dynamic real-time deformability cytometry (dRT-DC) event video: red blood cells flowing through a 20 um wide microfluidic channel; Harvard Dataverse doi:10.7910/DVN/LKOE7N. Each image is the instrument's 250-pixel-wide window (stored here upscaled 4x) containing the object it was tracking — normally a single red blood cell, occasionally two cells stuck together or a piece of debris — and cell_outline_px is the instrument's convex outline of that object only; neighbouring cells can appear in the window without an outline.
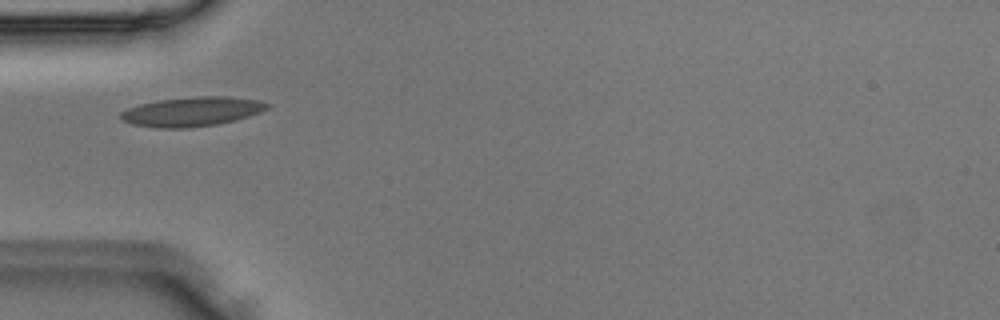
{"species": "Egyptian fruit bat (a non-hibernating species)", "species_latin": "Rousettus aegyptiacus", "temperature_condition": "room temperature", "stored_images_in_passage": 30, "camera_frame_rate_fps": 3000, "um_per_image_px": 0.085, "animal": {"sex": "male"}, "frame": {"image": 1, "passage_image": 1, "time_ms": 0.0, "image_size_px": [1000, 320], "cell_outline_px": [[272, 104], [268, 108], [260, 112], [236, 120], [216, 124], [188, 128], [156, 128], [132, 124], [120, 120], [120, 112], [128, 108], [140, 104], [160, 100], [196, 96], [228, 96], [260, 100]], "centroid_in_image_um": [16.32, 9.48], "position_along_channel_um": 68.7, "area_um2": 25.2}}
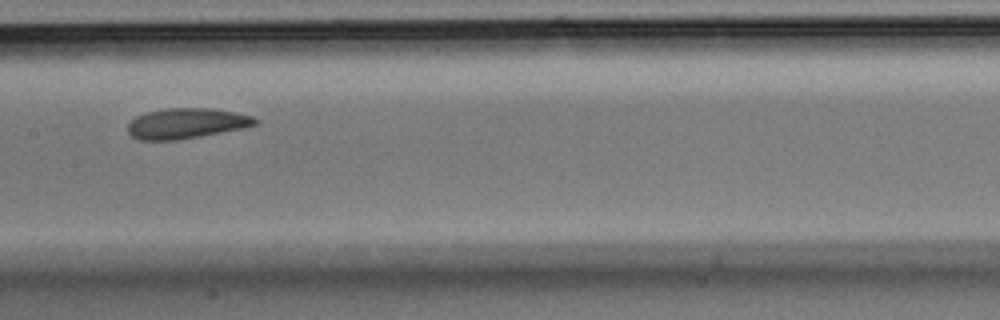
{"frame": {"image": 2, "passage_image": 10, "time_ms": 3.0, "image_size_px": [1000, 320], "cell_outline_px": [[256, 124], [240, 128], [200, 136], [176, 140], [140, 140], [132, 136], [128, 132], [128, 124], [136, 116], [148, 112], [164, 108], [212, 108], [252, 116], [256, 120]], "centroid_in_image_um": [15.78, 10.48], "position_along_channel_um": 191.6, "area_um2": 22.14}}
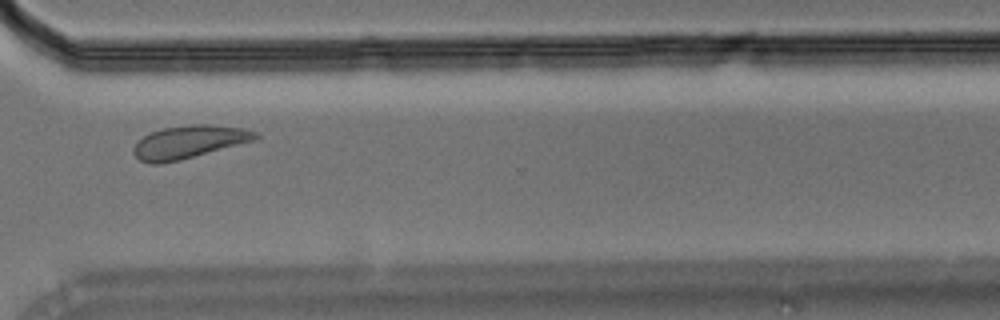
{"frame": {"image": 3, "passage_image": 22, "time_ms": 7.0, "image_size_px": [1000, 320], "cell_outline_px": [[260, 136], [256, 140], [180, 160], [160, 164], [148, 164], [140, 160], [132, 152], [132, 148], [144, 136], [152, 132], [164, 128], [192, 124], [208, 124], [244, 128], [260, 132]], "centroid_in_image_um": [16.1, 12.07], "position_along_channel_um": 354.5, "area_um2": 23.41}}